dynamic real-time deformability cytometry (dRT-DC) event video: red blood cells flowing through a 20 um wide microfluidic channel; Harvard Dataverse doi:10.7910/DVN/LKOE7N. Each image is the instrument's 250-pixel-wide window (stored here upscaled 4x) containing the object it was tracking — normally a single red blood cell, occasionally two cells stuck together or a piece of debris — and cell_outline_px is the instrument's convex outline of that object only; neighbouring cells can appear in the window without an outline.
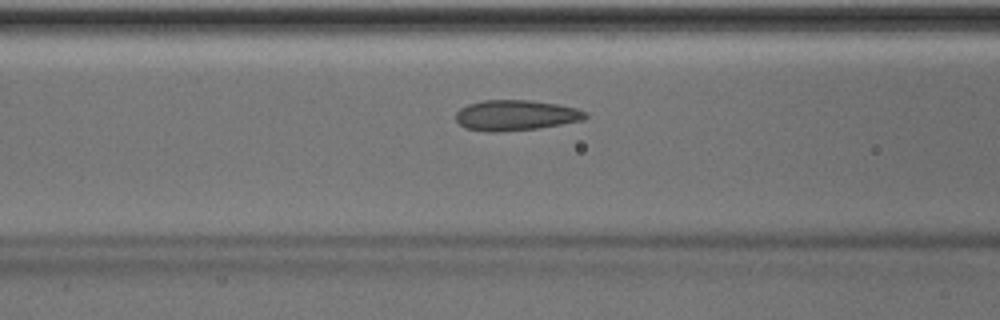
{"species": "Egyptian fruit bat (a non-hibernating species)", "species_latin": "Rousettus aegyptiacus", "temperature_condition": "room temperature", "stored_images_in_passage": 35, "camera_frame_rate_fps": 3000, "um_per_image_px": 0.085, "animal": {"sex": "male"}, "frame": {"image": 1, "passage_image": 5, "time_ms": 1.333, "image_size_px": [1000, 320], "cell_outline_px": [[588, 116], [584, 120], [536, 128], [496, 132], [488, 132], [464, 128], [456, 120], [456, 112], [460, 108], [468, 104], [484, 100], [528, 100], [556, 104], [576, 108], [588, 112]], "centroid_in_image_um": [43.82, 9.8], "position_along_channel_um": 122.8, "area_um2": 22.95}}
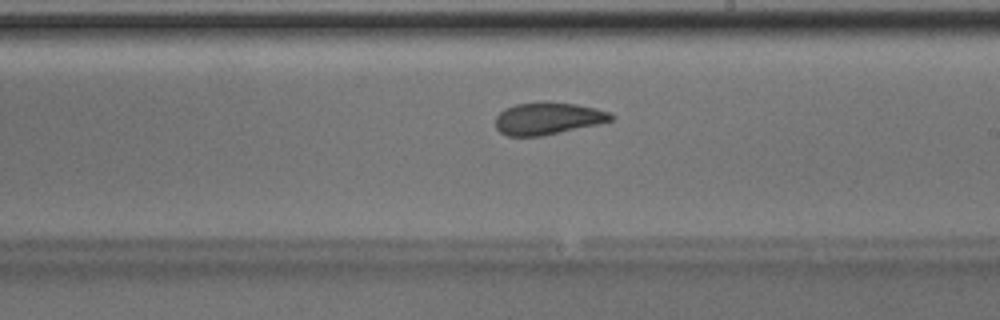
{"frame": {"image": 2, "passage_image": 14, "time_ms": 4.333, "image_size_px": [1000, 320], "cell_outline_px": [[616, 116], [612, 120], [600, 124], [540, 136], [508, 136], [500, 132], [496, 128], [496, 116], [504, 108], [516, 104], [544, 100], [576, 104], [596, 108], [608, 112]], "centroid_in_image_um": [46.57, 10.05], "position_along_channel_um": 242.4, "area_um2": 21.96}}
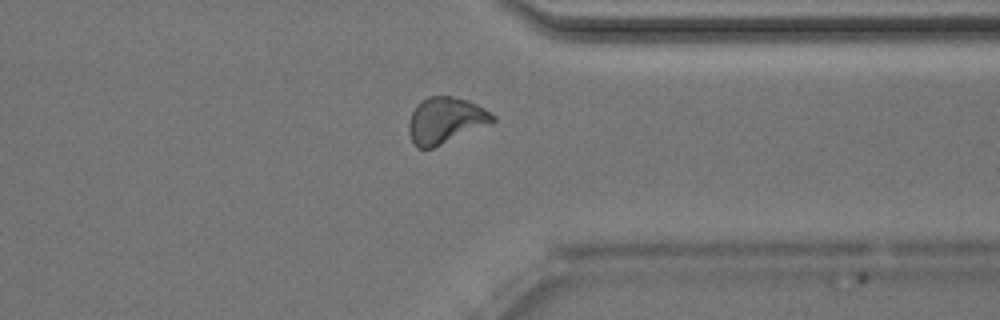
{"frame": {"image": 3, "passage_image": 24, "time_ms": 7.667, "image_size_px": [1000, 320], "cell_outline_px": [[496, 120], [492, 124], [432, 148], [416, 148], [408, 132], [408, 120], [416, 104], [420, 100], [428, 96], [452, 96], [468, 100], [484, 108], [496, 116]], "centroid_in_image_um": [37.87, 10.22], "position_along_channel_um": 373.5, "area_um2": 22.89}, "authors_computed_cell_mechanics": {"area_um2": 22.0796, "velocity_mm_per_s": 3.9961, "shape_relaxation_time_tau1_ms": 4.1112, "shape_relaxation_time_tau2_ms": 1.0622, "deformation_change_tau1": 0.1179, "deformation_change_tau2": 0.0597}}